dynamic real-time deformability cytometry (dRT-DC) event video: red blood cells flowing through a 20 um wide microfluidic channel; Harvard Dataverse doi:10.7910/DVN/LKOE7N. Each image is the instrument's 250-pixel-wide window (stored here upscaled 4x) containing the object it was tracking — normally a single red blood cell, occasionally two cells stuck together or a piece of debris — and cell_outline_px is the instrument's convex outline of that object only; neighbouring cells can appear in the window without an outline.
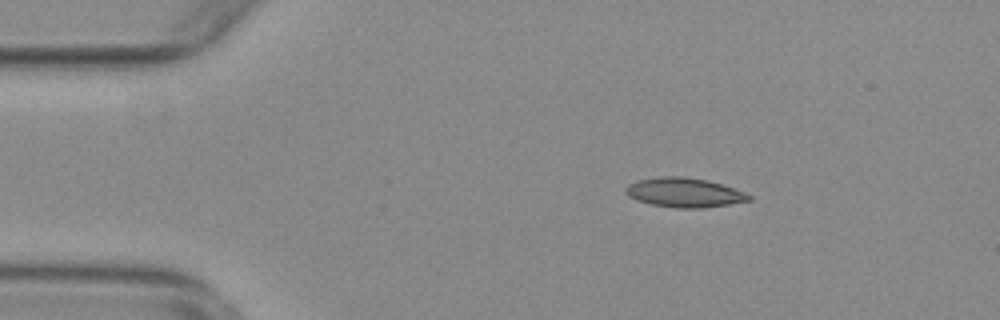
{"species": "common noctule bat (a hibernating species)", "species_latin": "Nyctalus noctula", "temperature_condition": "warm", "stored_images_in_passage": 48, "camera_frame_rate_fps": 3000, "um_per_image_px": 0.085, "animal": {"sex": "female", "body_mass_g": 29.2, "forearm_length_mm": 56.3}, "frame": {"image": 1, "passage_image": 3, "time_ms": 0.667, "image_size_px": [1000, 320], "cell_outline_px": [[752, 200], [704, 208], [676, 208], [652, 204], [636, 200], [628, 196], [624, 192], [624, 188], [628, 184], [636, 180], [660, 176], [684, 176], [708, 180], [744, 192], [752, 196]], "centroid_in_image_um": [58.12, 16.36], "position_along_channel_um": 26.9, "area_um2": 21.21}}
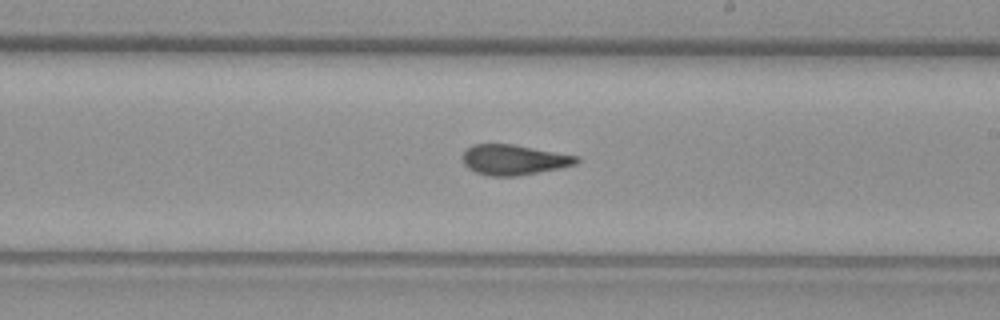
{"frame": {"image": 2, "passage_image": 25, "time_ms": 8.0, "image_size_px": [1000, 320], "cell_outline_px": [[580, 160], [576, 164], [560, 168], [516, 176], [488, 176], [476, 172], [468, 168], [464, 164], [460, 156], [472, 144], [512, 144], [580, 156]], "centroid_in_image_um": [43.67, 13.58], "position_along_channel_um": 245.3, "area_um2": 20.17}}
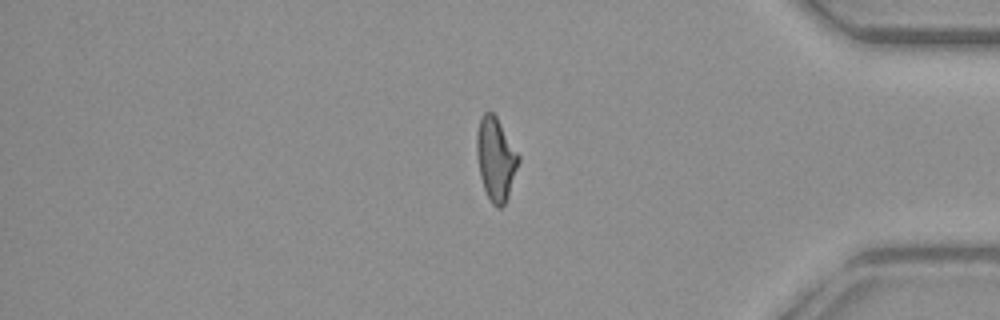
{"frame": {"image": 3, "passage_image": 39, "time_ms": 12.667, "image_size_px": [1000, 320], "cell_outline_px": [[520, 160], [508, 196], [504, 204], [500, 208], [496, 208], [492, 204], [484, 188], [480, 176], [476, 152], [476, 132], [480, 116], [484, 112], [492, 112], [496, 116], [520, 156]], "centroid_in_image_um": [42.13, 13.49], "position_along_channel_um": 393.1, "area_um2": 20.23}, "authors_computed_cell_mechanics": {"area_um2": 20.5479, "velocity_mm_per_s": 3.8175, "shape_relaxation_time_tau1_ms": null, "shape_relaxation_time_tau2_ms": 1.1982, "deformation_change_tau1": null, "deformation_change_tau2": 0.0902}}